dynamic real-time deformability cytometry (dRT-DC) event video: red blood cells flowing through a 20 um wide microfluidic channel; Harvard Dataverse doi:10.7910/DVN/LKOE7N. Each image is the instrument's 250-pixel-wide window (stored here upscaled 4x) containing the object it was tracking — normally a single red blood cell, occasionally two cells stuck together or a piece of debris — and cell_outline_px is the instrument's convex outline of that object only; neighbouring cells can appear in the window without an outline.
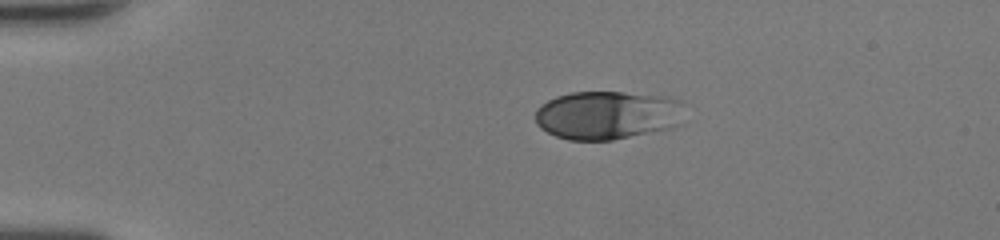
{"species": "human", "species_latin": "Homo sapiens", "temperature_condition": "room temperature", "stored_images_in_passage": 39, "camera_frame_rate_fps": 3000, "um_per_image_px": 0.085, "donor": {"sex": "female"}, "frame": {"image": 1, "passage_image": 1, "time_ms": 0.0, "image_size_px": [1000, 240], "cell_outline_px": [[684, 104], [680, 124], [668, 128], [612, 140], [568, 140], [556, 136], [540, 128], [536, 124], [536, 108], [548, 100], [556, 96], [572, 92], [620, 92], [664, 96], [684, 100]], "centroid_in_image_um": [51.63, 9.77], "position_along_channel_um": 33.4, "area_um2": 42.31}}
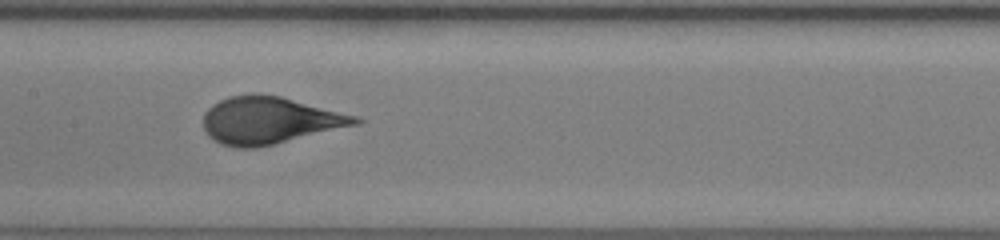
{"frame": {"image": 2, "passage_image": 16, "time_ms": 5.0, "image_size_px": [1000, 240], "cell_outline_px": [[364, 120], [360, 124], [256, 148], [236, 148], [220, 144], [208, 136], [204, 128], [204, 112], [212, 104], [228, 96], [252, 92], [280, 96], [360, 116]], "centroid_in_image_um": [22.92, 10.22], "position_along_channel_um": 184.5, "area_um2": 42.14}}
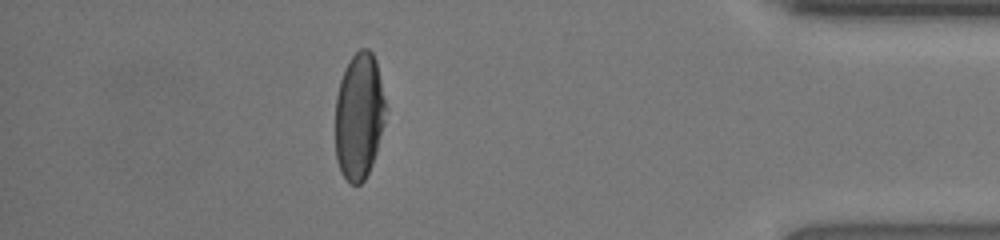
{"frame": {"image": 3, "passage_image": 34, "time_ms": 11.0, "image_size_px": [1000, 240], "cell_outline_px": [[388, 108], [384, 124], [376, 152], [372, 164], [364, 180], [360, 184], [352, 184], [340, 172], [336, 160], [336, 96], [340, 80], [344, 68], [352, 56], [360, 48], [368, 48], [372, 52], [376, 60]], "centroid_in_image_um": [30.54, 9.84], "position_along_channel_um": 404.7, "area_um2": 37.57}, "authors_computed_cell_mechanics": {"area_um2": 40.8646, "velocity_mm_per_s": 4.2996, "shape_relaxation_time_tau1_ms": 3.7804, "shape_relaxation_time_tau2_ms": null, "deformation_change_tau1": 0.2095, "deformation_change_tau2": null}}